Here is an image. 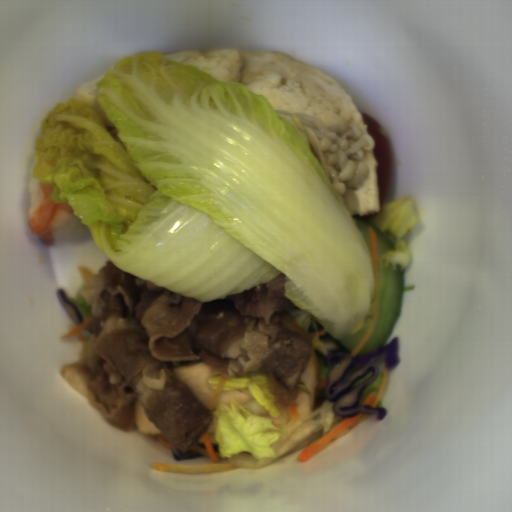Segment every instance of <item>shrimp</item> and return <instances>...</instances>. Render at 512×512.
<instances>
[{
  "instance_id": "obj_1",
  "label": "shrimp",
  "mask_w": 512,
  "mask_h": 512,
  "mask_svg": "<svg viewBox=\"0 0 512 512\" xmlns=\"http://www.w3.org/2000/svg\"><path fill=\"white\" fill-rule=\"evenodd\" d=\"M56 183V182H55ZM53 184H43L40 180L36 186L35 196L28 213V229L39 236L41 242L53 243L52 230L72 218V207L68 202L55 203L50 195L55 192Z\"/></svg>"
}]
</instances>
